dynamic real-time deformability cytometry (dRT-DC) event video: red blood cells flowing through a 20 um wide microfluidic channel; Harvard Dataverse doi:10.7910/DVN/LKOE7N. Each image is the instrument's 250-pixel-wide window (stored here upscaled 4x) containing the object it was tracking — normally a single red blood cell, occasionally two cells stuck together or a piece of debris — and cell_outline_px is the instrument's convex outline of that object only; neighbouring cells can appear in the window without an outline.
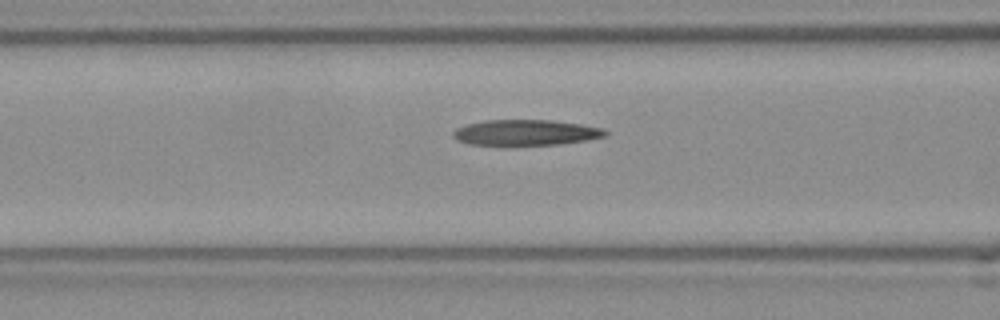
{"species": "Egyptian fruit bat (a non-hibernating species)", "species_latin": "Rousettus aegyptiacus", "temperature_condition": "room temperature", "stored_images_in_passage": 14, "camera_frame_rate_fps": 3000, "um_per_image_px": 0.085, "frame": {"image": 1, "passage_image": 12, "time_ms": 3.667, "image_size_px": [1000, 320], "cell_outline_px": [[608, 132], [604, 136], [584, 140], [556, 144], [468, 144], [456, 140], [452, 136], [452, 132], [456, 128], [468, 124], [484, 120], [552, 120], [580, 124], [604, 128]], "centroid_in_image_um": [44.65, 11.25], "position_along_channel_um": 121.9, "area_um2": 22.37}}